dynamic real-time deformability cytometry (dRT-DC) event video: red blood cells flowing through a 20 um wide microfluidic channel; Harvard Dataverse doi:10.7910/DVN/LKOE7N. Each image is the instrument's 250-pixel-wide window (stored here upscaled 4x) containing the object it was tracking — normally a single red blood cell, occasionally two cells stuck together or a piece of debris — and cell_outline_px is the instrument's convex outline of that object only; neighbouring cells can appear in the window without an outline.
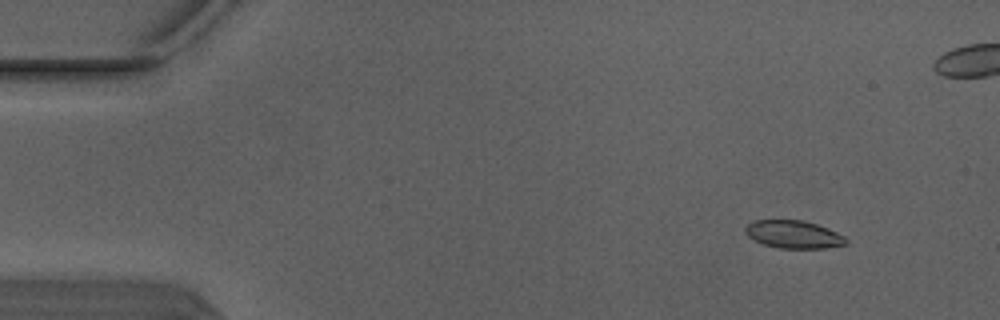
{"species": "Egyptian fruit bat (a non-hibernating species)", "species_latin": "Rousettus aegyptiacus", "temperature_condition": "warm", "stored_images_in_passage": 5, "camera_frame_rate_fps": 3000, "um_per_image_px": 0.085, "animal": {"sex": "male"}, "frame": {"image": 1, "passage_image": 2, "time_ms": 0.333, "image_size_px": [1000, 320], "cell_outline_px": [[848, 244], [824, 248], [776, 248], [752, 240], [744, 232], [744, 228], [752, 220], [800, 220], [816, 224], [828, 228], [844, 236], [848, 240]], "centroid_in_image_um": [67.43, 19.93], "position_along_channel_um": 17.6, "area_um2": 16.42}}